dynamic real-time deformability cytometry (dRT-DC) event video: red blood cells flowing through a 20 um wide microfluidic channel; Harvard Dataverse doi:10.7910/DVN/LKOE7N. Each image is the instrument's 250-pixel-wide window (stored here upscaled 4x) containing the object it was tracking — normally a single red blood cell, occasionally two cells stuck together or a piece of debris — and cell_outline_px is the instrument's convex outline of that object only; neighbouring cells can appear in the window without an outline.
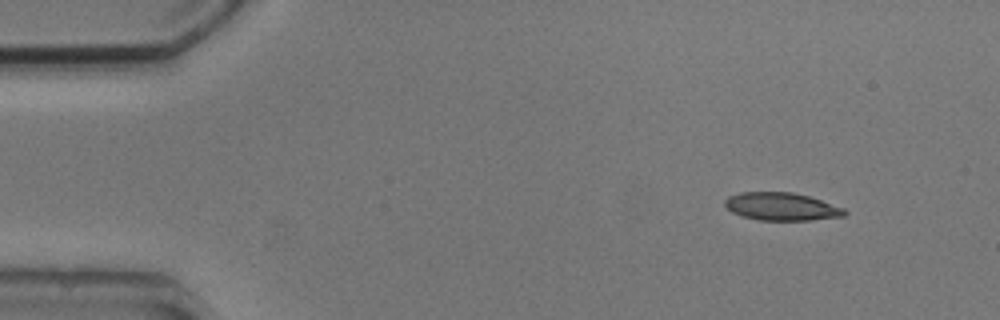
{"species": "common noctule bat (a hibernating species)", "species_latin": "Nyctalus noctula", "temperature_condition": "cold", "stored_images_in_passage": 4, "camera_frame_rate_fps": 3000, "um_per_image_px": 0.085, "animal": {"sex": "male", "body_mass_g": 20.5, "forearm_length_mm": 52.5}, "frame": {"image": 1, "passage_image": 1, "time_ms": 0.0, "image_size_px": [1000, 320], "cell_outline_px": [[848, 212], [844, 216], [812, 220], [760, 220], [744, 216], [732, 212], [724, 204], [724, 200], [728, 196], [740, 192], [792, 192], [808, 196], [844, 208]], "centroid_in_image_um": [66.43, 17.55], "position_along_channel_um": 18.6, "area_um2": 19.31}}
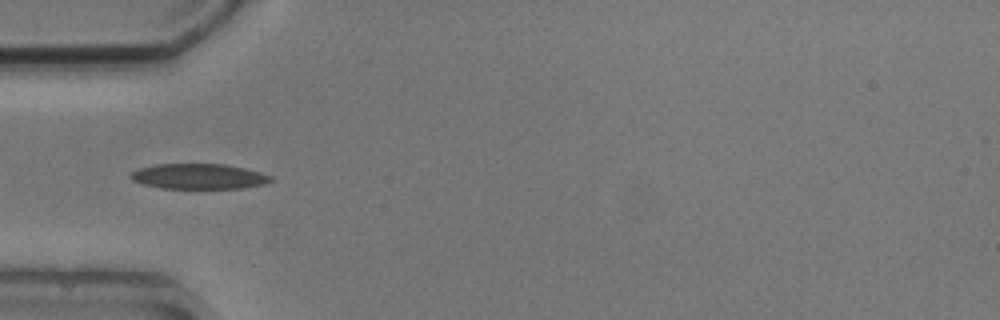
{"frame": {"image": 2, "passage_image": 4, "time_ms": 3.667, "image_size_px": [1000, 320], "cell_outline_px": [[272, 180], [264, 184], [240, 188], [160, 188], [144, 184], [132, 180], [128, 176], [132, 172], [140, 168], [156, 164], [224, 164], [244, 168], [260, 172], [272, 176]], "centroid_in_image_um": [16.88, 14.99], "position_along_channel_um": 68.1, "area_um2": 20.52}}